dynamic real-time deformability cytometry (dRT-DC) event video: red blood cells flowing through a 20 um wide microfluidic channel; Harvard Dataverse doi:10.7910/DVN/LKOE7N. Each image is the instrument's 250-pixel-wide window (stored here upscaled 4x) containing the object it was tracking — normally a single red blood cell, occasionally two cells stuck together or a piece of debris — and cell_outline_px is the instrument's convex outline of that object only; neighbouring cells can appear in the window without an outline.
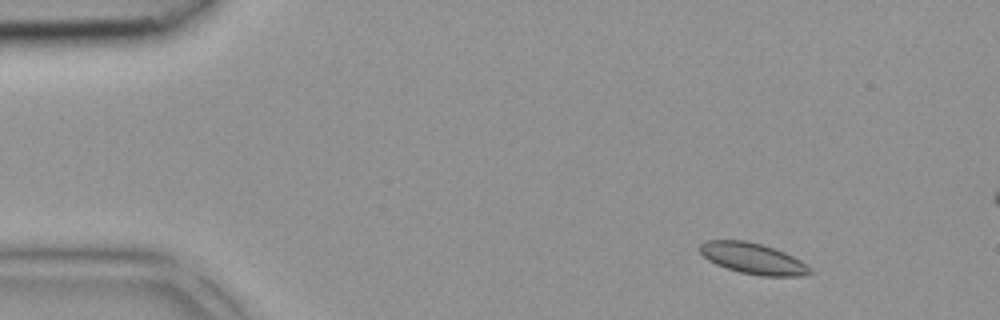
{"species": "common noctule bat (a hibernating species)", "species_latin": "Nyctalus noctula", "temperature_condition": "room temperature", "stored_images_in_passage": 39, "camera_frame_rate_fps": 3000, "um_per_image_px": 0.085, "animal": {"sex": "female", "body_mass_g": 18.4}, "frame": {"image": 1, "passage_image": 1, "time_ms": 0.0, "image_size_px": [1000, 320], "cell_outline_px": [[812, 272], [804, 276], [760, 276], [740, 272], [716, 264], [708, 260], [700, 252], [700, 244], [704, 240], [744, 240], [776, 248], [800, 260], [812, 268]], "centroid_in_image_um": [64.01, 21.97], "position_along_channel_um": 21.0, "area_um2": 19.88}}
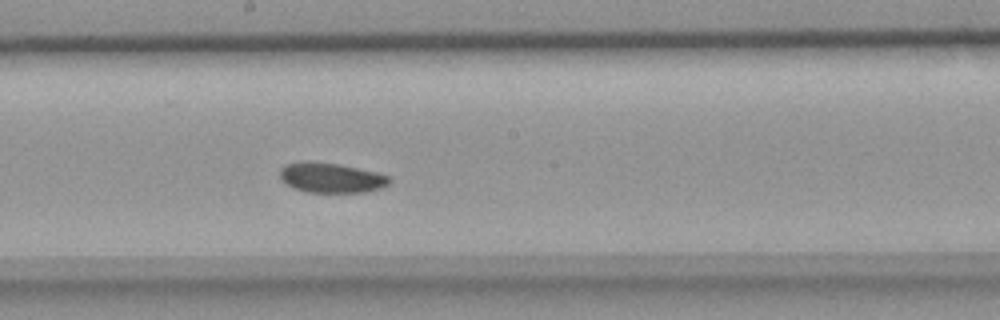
{"frame": {"image": 2, "passage_image": 19, "time_ms": 6.0, "image_size_px": [1000, 320], "cell_outline_px": [[392, 180], [388, 184], [380, 188], [364, 192], [308, 192], [292, 188], [280, 176], [280, 168], [284, 164], [300, 160], [308, 160], [336, 164], [376, 172], [388, 176]], "centroid_in_image_um": [28.1, 15.09], "position_along_channel_um": 220.1, "area_um2": 19.07}}
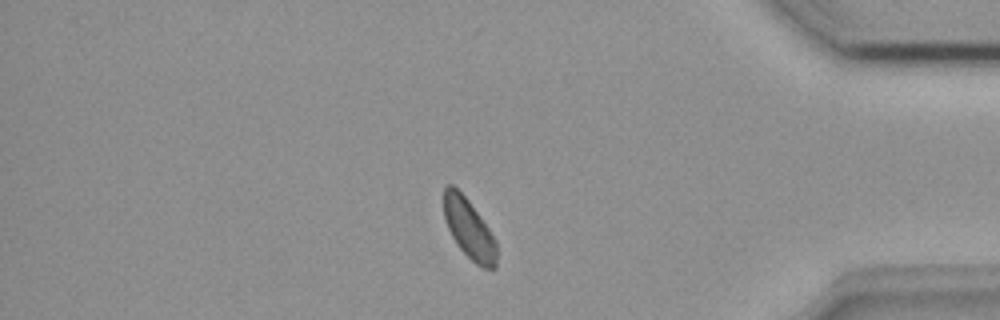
{"frame": {"image": 3, "passage_image": 32, "time_ms": 10.333, "image_size_px": [1000, 320], "cell_outline_px": [[496, 268], [484, 268], [476, 264], [456, 244], [444, 220], [444, 184], [452, 184], [468, 200], [480, 216], [496, 240]], "centroid_in_image_um": [39.85, 19.44], "position_along_channel_um": 395.4, "area_um2": 18.21}}